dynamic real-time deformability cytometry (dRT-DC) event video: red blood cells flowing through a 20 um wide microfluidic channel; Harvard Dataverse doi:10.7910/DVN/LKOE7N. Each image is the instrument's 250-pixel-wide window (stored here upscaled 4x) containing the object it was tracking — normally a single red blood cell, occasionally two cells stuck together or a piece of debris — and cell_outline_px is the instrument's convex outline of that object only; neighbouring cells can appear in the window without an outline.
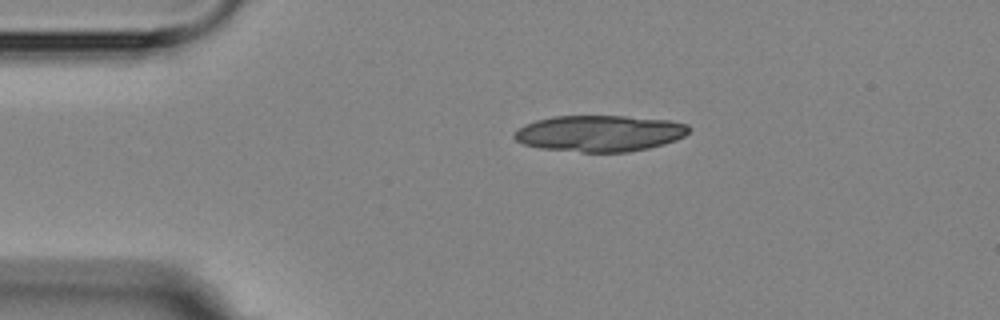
{"species": "Egyptian fruit bat (a non-hibernating species)", "species_latin": "Rousettus aegyptiacus", "temperature_condition": "room temperature", "stored_images_in_passage": 4, "segment_of_instrument_passage": [1, 2], "camera_frame_rate_fps": 3000, "um_per_image_px": 0.085, "animal": {"sex": "female"}, "frame": {"image": 1, "passage_image": 1, "time_ms": 0.0, "image_size_px": [1000, 320], "cell_outline_px": [[692, 128], [684, 136], [676, 140], [664, 144], [648, 148], [628, 152], [584, 152], [540, 148], [524, 144], [516, 140], [512, 136], [524, 124], [536, 120], [552, 116], [624, 116], [668, 120], [688, 124]], "centroid_in_image_um": [50.99, 11.33], "position_along_channel_um": 34.0, "area_um2": 36.93}}